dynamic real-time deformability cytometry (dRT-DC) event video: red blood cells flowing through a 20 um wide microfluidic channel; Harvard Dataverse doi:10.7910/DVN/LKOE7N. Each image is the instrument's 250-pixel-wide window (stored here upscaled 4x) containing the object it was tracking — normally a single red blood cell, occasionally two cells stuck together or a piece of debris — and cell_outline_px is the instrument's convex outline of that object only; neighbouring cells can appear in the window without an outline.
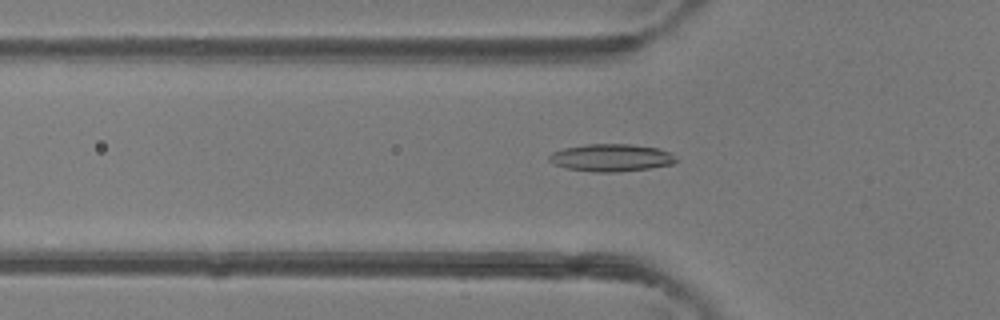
{"species": "common noctule bat (a hibernating species)", "species_latin": "Nyctalus noctula", "temperature_condition": "room temperature", "stored_images_in_passage": 47, "camera_frame_rate_fps": 3000, "um_per_image_px": 0.085, "animal": {"sex": "female"}, "frame": {"image": 1, "passage_image": 16, "time_ms": 5.0, "image_size_px": [1000, 320], "cell_outline_px": [[676, 160], [672, 164], [648, 168], [616, 172], [596, 172], [568, 168], [552, 164], [548, 160], [548, 156], [552, 152], [564, 148], [584, 144], [632, 144], [656, 148], [672, 152]], "centroid_in_image_um": [51.92, 13.39], "position_along_channel_um": 73.9, "area_um2": 20.23}}
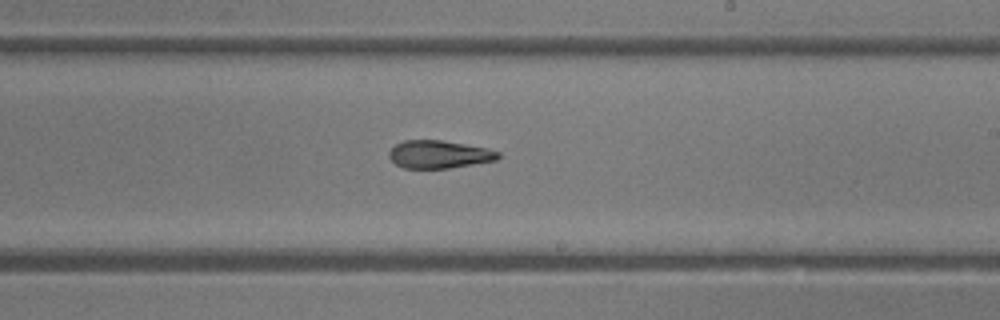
{"frame": {"image": 2, "passage_image": 28, "time_ms": 9.0, "image_size_px": [1000, 320], "cell_outline_px": [[500, 156], [496, 160], [448, 168], [404, 168], [396, 164], [388, 156], [388, 152], [396, 144], [404, 140], [440, 140], [488, 148], [500, 152]], "centroid_in_image_um": [37.31, 13.11], "position_along_channel_um": 251.7, "area_um2": 17.57}}
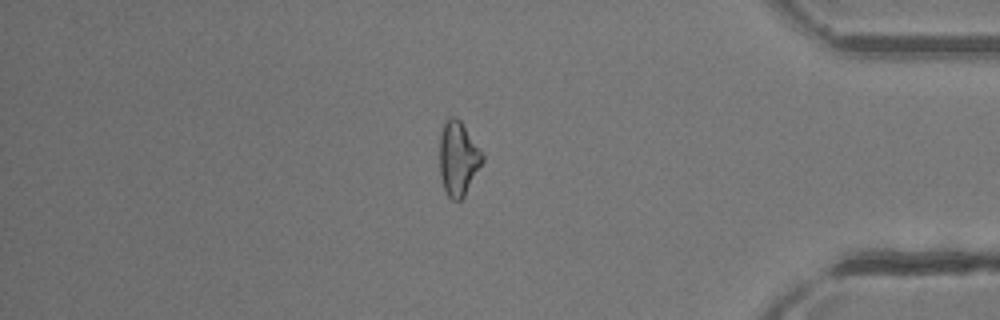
{"frame": {"image": 3, "passage_image": 40, "time_ms": 13.0, "image_size_px": [1000, 320], "cell_outline_px": [[484, 160], [464, 196], [460, 200], [452, 200], [448, 196], [444, 188], [440, 176], [440, 136], [444, 124], [448, 116], [456, 116], [460, 120], [484, 156]], "centroid_in_image_um": [38.93, 13.47], "position_along_channel_um": 396.3, "area_um2": 18.26}, "authors_computed_cell_mechanics": {"area_um2": 18.7272, "velocity_mm_per_s": 4.4272, "shape_relaxation_time_tau1_ms": null, "shape_relaxation_time_tau2_ms": 3.9763, "deformation_change_tau1": null, "deformation_change_tau2": 0.1473}}